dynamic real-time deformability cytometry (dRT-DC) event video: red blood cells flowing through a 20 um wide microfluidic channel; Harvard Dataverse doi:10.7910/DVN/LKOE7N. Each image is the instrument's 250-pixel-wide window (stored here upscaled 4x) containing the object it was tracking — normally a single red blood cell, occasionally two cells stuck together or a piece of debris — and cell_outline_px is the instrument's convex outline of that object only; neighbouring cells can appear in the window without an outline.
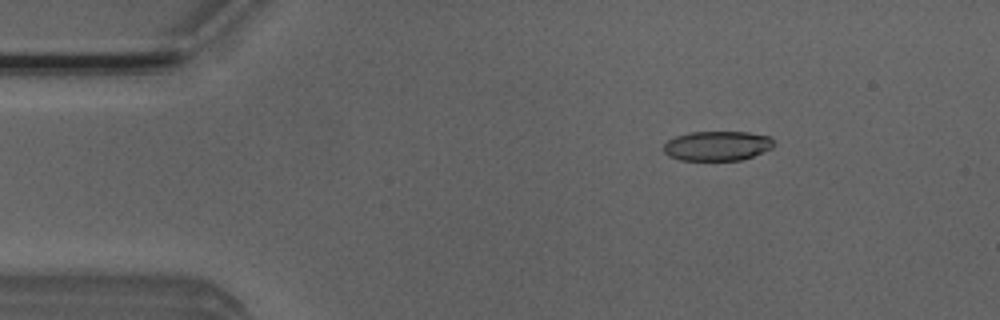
{"species": "Egyptian fruit bat (a non-hibernating species)", "species_latin": "Rousettus aegyptiacus", "temperature_condition": "room temperature", "stored_images_in_passage": 52, "camera_frame_rate_fps": 3000, "um_per_image_px": 0.085, "animal": {"sex": "male"}, "frame": {"image": 1, "passage_image": 8, "time_ms": 2.333, "image_size_px": [1000, 320], "cell_outline_px": [[772, 148], [752, 156], [740, 160], [680, 160], [668, 156], [664, 152], [664, 144], [668, 140], [676, 136], [688, 132], [748, 132], [772, 136]], "centroid_in_image_um": [60.94, 12.39], "position_along_channel_um": 24.1, "area_um2": 19.02}}
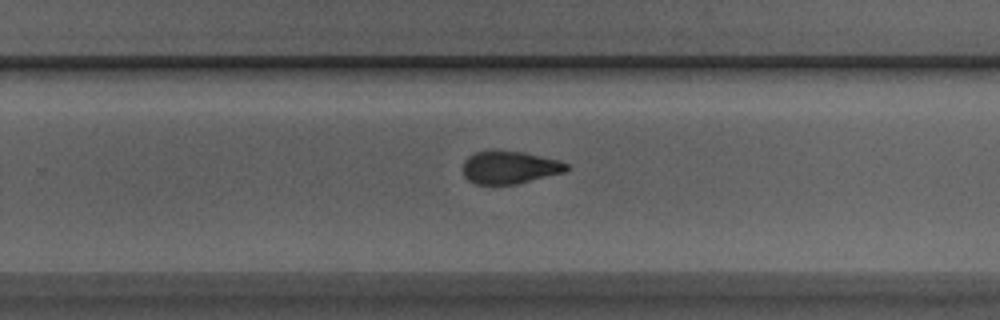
{"frame": {"image": 2, "passage_image": 33, "time_ms": 10.667, "image_size_px": [1000, 320], "cell_outline_px": [[568, 168], [564, 172], [516, 184], [476, 184], [468, 180], [464, 176], [464, 160], [468, 156], [476, 152], [496, 148], [524, 152], [556, 160], [568, 164]], "centroid_in_image_um": [43.27, 14.2], "position_along_channel_um": 286.5, "area_um2": 19.88}}
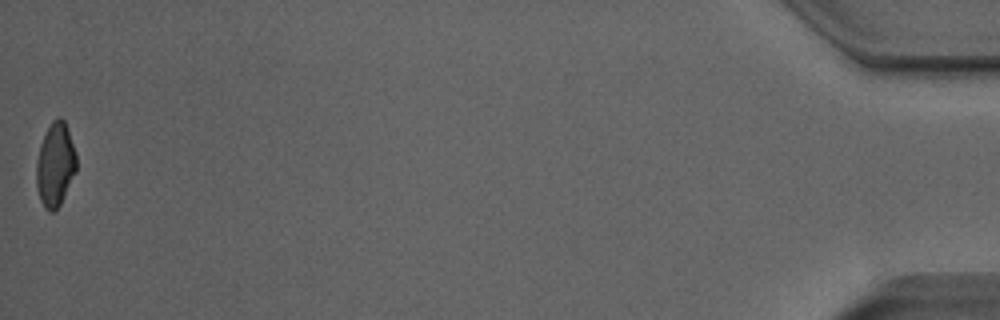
{"frame": {"image": 3, "passage_image": 52, "time_ms": 17.0, "image_size_px": [1000, 320], "cell_outline_px": [[76, 172], [60, 204], [52, 212], [48, 212], [44, 208], [40, 200], [36, 184], [36, 164], [40, 144], [52, 120], [56, 116], [60, 116], [64, 120], [68, 128], [76, 152]], "centroid_in_image_um": [4.7, 13.98], "position_along_channel_um": 430.5, "area_um2": 19.65}, "authors_computed_cell_mechanics": {"area_um2": 20.3167, "velocity_mm_per_s": 3.9383, "shape_relaxation_time_tau1_ms": 5.7721, "shape_relaxation_time_tau2_ms": 2.1041, "deformation_change_tau1": 0.1602, "deformation_change_tau2": 0.0829}}